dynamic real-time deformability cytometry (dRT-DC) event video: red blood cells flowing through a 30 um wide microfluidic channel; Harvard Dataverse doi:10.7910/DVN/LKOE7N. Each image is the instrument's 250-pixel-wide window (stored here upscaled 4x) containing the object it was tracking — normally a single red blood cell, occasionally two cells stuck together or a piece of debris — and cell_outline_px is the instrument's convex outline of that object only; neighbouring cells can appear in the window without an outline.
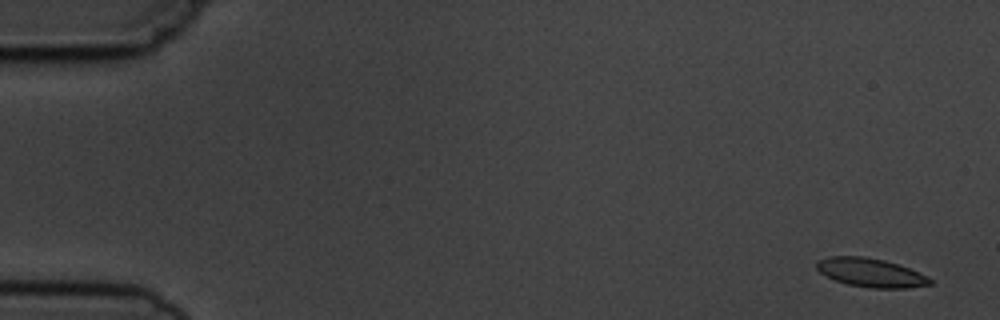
{"species": "common noctule bat (a hibernating species)", "species_latin": "Nyctalus noctula", "temperature_condition": "cold", "stored_images_in_passage": 6, "camera_frame_rate_fps": 3000, "um_per_image_px": 0.085, "animal": {"sex": "male", "body_mass_g": 19.5, "forearm_length_mm": 54.6}, "frame": {"image": 1, "passage_image": 1, "time_ms": 0.0, "image_size_px": [1000, 320], "cell_outline_px": [[932, 284], [908, 288], [872, 288], [848, 284], [836, 280], [820, 272], [816, 268], [816, 260], [828, 256], [864, 256], [884, 260], [908, 268], [932, 280]], "centroid_in_image_um": [73.96, 23.16], "position_along_channel_um": 11.0, "area_um2": 18.73}}